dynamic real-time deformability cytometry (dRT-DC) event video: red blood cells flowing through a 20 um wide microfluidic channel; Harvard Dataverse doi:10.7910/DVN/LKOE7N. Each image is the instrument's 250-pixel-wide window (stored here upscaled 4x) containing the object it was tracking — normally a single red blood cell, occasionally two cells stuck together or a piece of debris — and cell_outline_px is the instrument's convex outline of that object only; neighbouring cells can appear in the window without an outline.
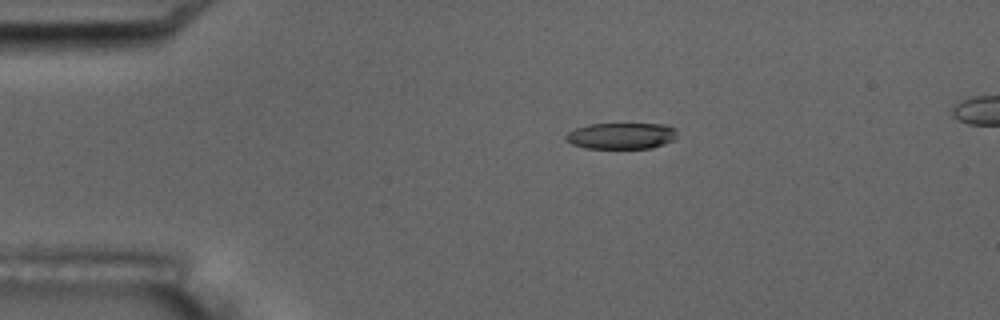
{"species": "common noctule bat (a hibernating species)", "species_latin": "Nyctalus noctula", "temperature_condition": "room temperature", "stored_images_in_passage": 4, "camera_frame_rate_fps": 3000, "um_per_image_px": 0.085, "animal": {"sex": "male", "body_mass_g": 17.5, "forearm_length_mm": 52.3}, "frame": {"image": 1, "passage_image": 1, "time_ms": 0.0, "image_size_px": [1000, 320], "cell_outline_px": [[676, 136], [672, 140], [664, 144], [652, 148], [584, 148], [572, 144], [564, 140], [564, 136], [568, 132], [576, 128], [588, 124], [664, 124], [676, 128]], "centroid_in_image_um": [52.78, 11.54], "position_along_channel_um": 32.2, "area_um2": 17.11}}